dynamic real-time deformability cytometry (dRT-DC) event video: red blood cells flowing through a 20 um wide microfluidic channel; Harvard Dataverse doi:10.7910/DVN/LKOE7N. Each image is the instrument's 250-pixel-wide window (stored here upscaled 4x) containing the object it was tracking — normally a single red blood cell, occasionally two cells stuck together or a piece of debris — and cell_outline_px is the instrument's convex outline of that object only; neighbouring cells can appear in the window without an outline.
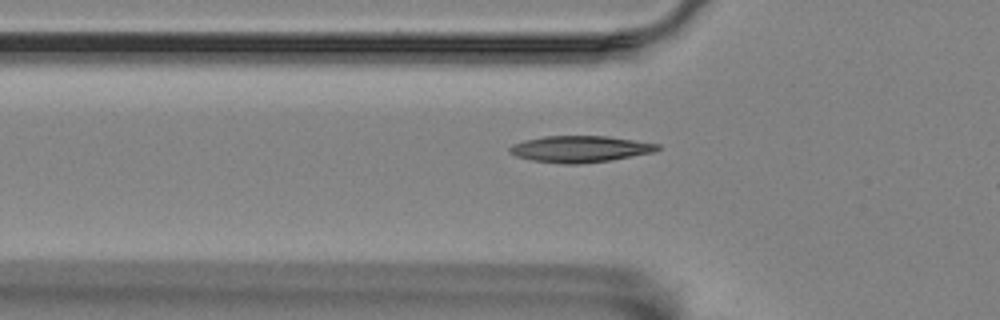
{"species": "Egyptian fruit bat (a non-hibernating species)", "species_latin": "Rousettus aegyptiacus", "temperature_condition": "room temperature", "stored_images_in_passage": 34, "camera_frame_rate_fps": 3000, "um_per_image_px": 0.085, "animal": {"sex": "female"}, "frame": {"image": 1, "passage_image": 3, "time_ms": 0.667, "image_size_px": [1000, 320], "cell_outline_px": [[660, 148], [652, 152], [612, 160], [580, 164], [564, 164], [532, 160], [516, 156], [508, 152], [508, 148], [512, 144], [524, 140], [544, 136], [608, 136], [660, 144]], "centroid_in_image_um": [49.27, 12.66], "position_along_channel_um": 76.5, "area_um2": 22.83}}
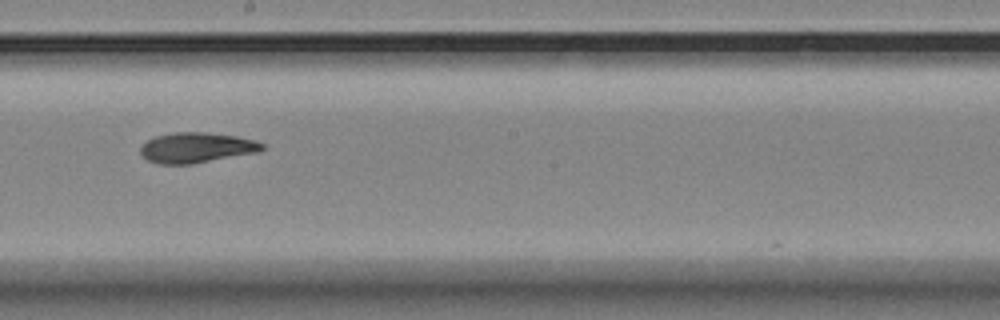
{"frame": {"image": 2, "passage_image": 16, "time_ms": 5.0, "image_size_px": [1000, 320], "cell_outline_px": [[264, 148], [260, 152], [192, 164], [160, 164], [148, 160], [140, 152], [140, 148], [148, 140], [156, 136], [176, 132], [204, 132], [236, 136], [256, 140], [264, 144]], "centroid_in_image_um": [16.75, 12.55], "position_along_channel_um": 231.5, "area_um2": 21.44}}
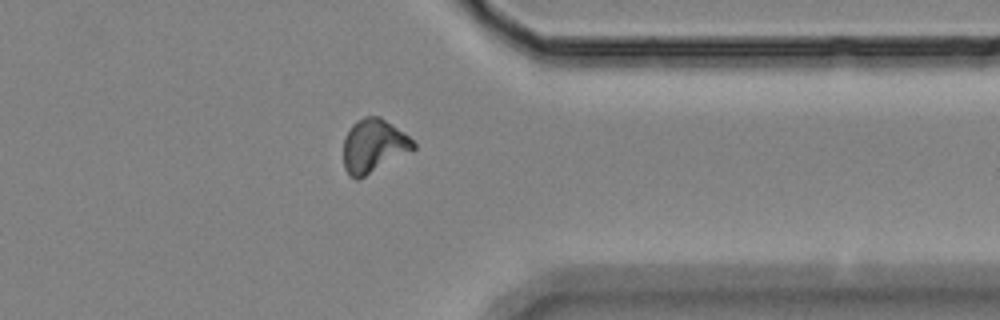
{"frame": {"image": 3, "passage_image": 29, "time_ms": 9.333, "image_size_px": [1000, 320], "cell_outline_px": [[416, 148], [364, 176], [356, 180], [344, 168], [344, 136], [352, 124], [356, 120], [364, 116], [380, 116], [408, 136], [416, 144]], "centroid_in_image_um": [31.73, 12.36], "position_along_channel_um": 379.7, "area_um2": 21.39}}